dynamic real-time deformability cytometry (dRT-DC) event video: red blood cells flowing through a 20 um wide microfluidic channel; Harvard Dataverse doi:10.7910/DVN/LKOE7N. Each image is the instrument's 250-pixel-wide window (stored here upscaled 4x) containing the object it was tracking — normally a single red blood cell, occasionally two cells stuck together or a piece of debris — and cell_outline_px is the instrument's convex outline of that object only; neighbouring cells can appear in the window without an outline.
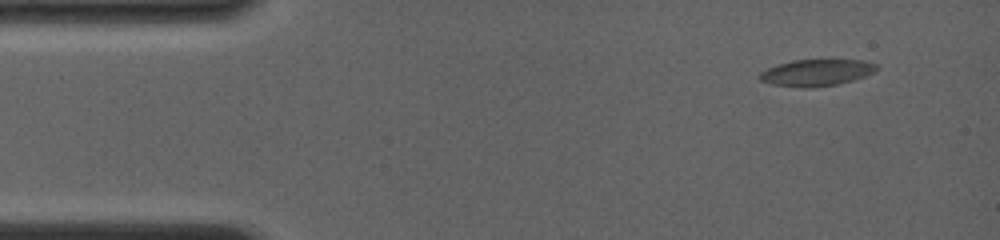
{"species": "common noctule bat (a hibernating species)", "species_latin": "Nyctalus noctula", "temperature_condition": "room temperature", "stored_images_in_passage": 8, "camera_frame_rate_fps": 4000, "um_per_image_px": 0.085, "animal": {"sex": "female", "body_mass_g": 19.0, "forearm_length_mm": 56.7}, "frame": {"image": 1, "passage_image": 3, "time_ms": 1.0, "image_size_px": [1000, 240], "cell_outline_px": [[876, 68], [872, 72], [864, 76], [852, 80], [836, 84], [812, 88], [804, 88], [772, 84], [760, 80], [756, 76], [760, 72], [776, 64], [792, 60], [864, 60], [876, 64]], "centroid_in_image_um": [69.33, 6.17], "position_along_channel_um": 15.7, "area_um2": 18.03}}
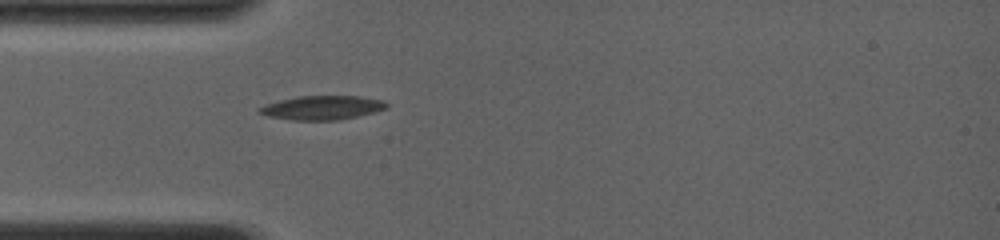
{"frame": {"image": 2, "passage_image": 8, "time_ms": 4.25, "image_size_px": [1000, 240], "cell_outline_px": [[388, 108], [340, 120], [292, 120], [268, 116], [256, 112], [256, 108], [280, 100], [296, 96], [360, 96], [384, 100], [388, 104]], "centroid_in_image_um": [27.37, 9.15], "position_along_channel_um": 57.6, "area_um2": 17.8}}